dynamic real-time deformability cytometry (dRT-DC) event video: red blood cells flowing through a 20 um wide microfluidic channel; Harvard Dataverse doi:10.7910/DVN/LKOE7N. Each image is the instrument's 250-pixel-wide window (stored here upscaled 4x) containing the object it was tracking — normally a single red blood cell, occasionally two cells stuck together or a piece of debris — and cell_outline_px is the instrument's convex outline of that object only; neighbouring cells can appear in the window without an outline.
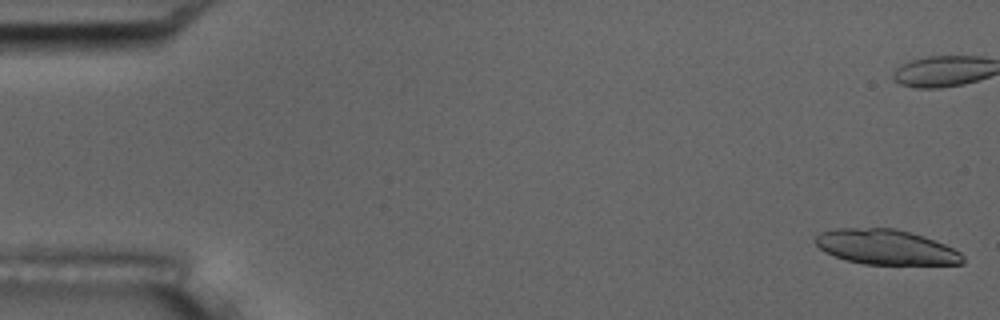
{"species": "common noctule bat (a hibernating species)", "species_latin": "Nyctalus noctula", "temperature_condition": "room temperature", "stored_images_in_passage": 22, "camera_frame_rate_fps": 3000, "um_per_image_px": 0.085, "animal": {"sex": "male", "body_mass_g": 17.5, "forearm_length_mm": 52.3}, "frame": {"image": 1, "passage_image": 1, "time_ms": 0.0, "image_size_px": [1000, 320], "cell_outline_px": [[964, 264], [864, 264], [844, 260], [824, 252], [816, 244], [816, 236], [820, 232], [836, 228], [896, 228], [924, 236], [944, 244], [960, 252], [964, 256]], "centroid_in_image_um": [75.29, 21.0], "position_along_channel_um": 9.7, "area_um2": 30.11}}